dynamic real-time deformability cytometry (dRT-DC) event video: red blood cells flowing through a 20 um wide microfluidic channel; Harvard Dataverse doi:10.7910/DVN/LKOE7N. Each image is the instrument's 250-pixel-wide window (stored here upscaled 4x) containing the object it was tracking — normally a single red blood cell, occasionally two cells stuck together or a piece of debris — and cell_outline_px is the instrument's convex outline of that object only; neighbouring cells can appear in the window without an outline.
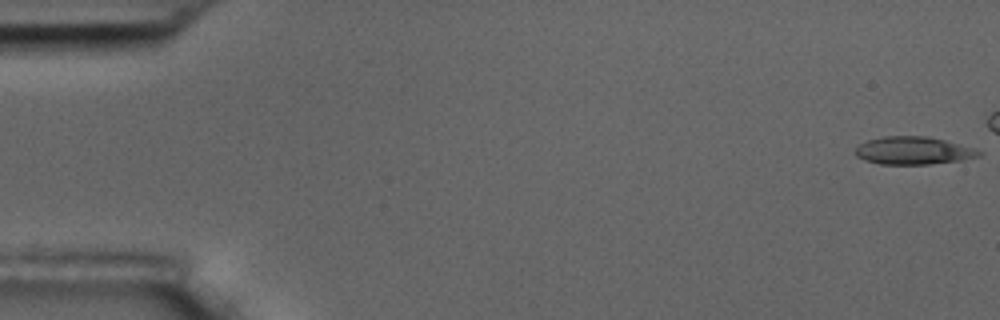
{"species": "common noctule bat (a hibernating species)", "species_latin": "Nyctalus noctula", "temperature_condition": "room temperature", "stored_images_in_passage": 10, "camera_frame_rate_fps": 3000, "um_per_image_px": 0.085, "animal": {"sex": "male", "body_mass_g": 17.5, "forearm_length_mm": 52.3}, "frame": {"image": 1, "passage_image": 1, "time_ms": 0.0, "image_size_px": [1000, 320], "cell_outline_px": [[984, 152], [980, 156], [964, 160], [928, 164], [880, 164], [864, 160], [856, 156], [856, 148], [860, 144], [868, 140], [884, 136], [928, 136], [944, 140], [972, 148]], "centroid_in_image_um": [77.64, 12.81], "position_along_channel_um": 7.4, "area_um2": 19.88}}
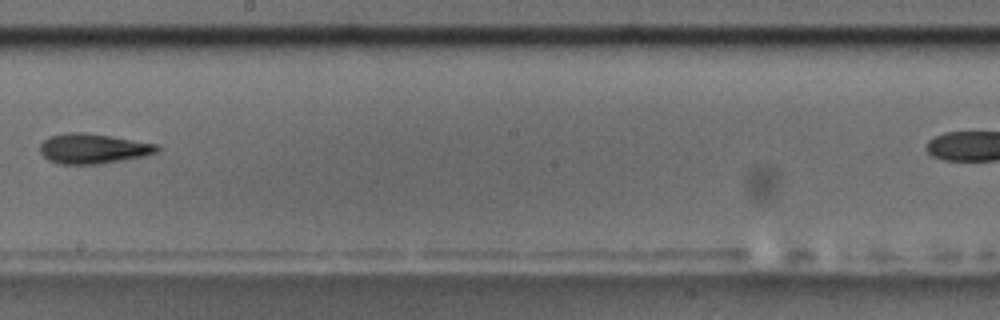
{"frame": {"image": 2, "passage_image": 9, "time_ms": 10.333, "image_size_px": [1000, 320], "cell_outline_px": [[160, 148], [156, 152], [144, 156], [100, 164], [60, 164], [48, 160], [40, 152], [40, 144], [48, 136], [68, 132], [84, 132], [160, 144]], "centroid_in_image_um": [7.9, 12.63], "position_along_channel_um": 240.3, "area_um2": 20.52}}
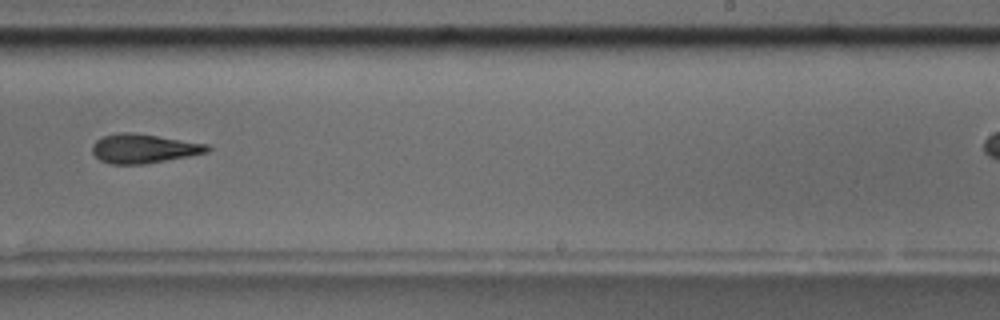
{"frame": {"image": 3, "passage_image": 10, "time_ms": 11.333, "image_size_px": [1000, 320], "cell_outline_px": [[212, 148], [208, 152], [188, 156], [144, 164], [112, 164], [100, 160], [92, 152], [92, 144], [96, 140], [104, 136], [116, 132], [132, 132], [208, 144]], "centroid_in_image_um": [12.2, 12.62], "position_along_channel_um": 276.8, "area_um2": 19.48}}